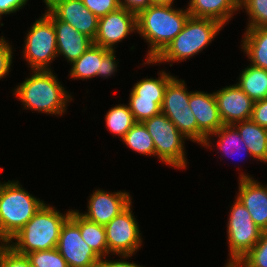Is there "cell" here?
I'll return each mask as SVG.
<instances>
[{
    "mask_svg": "<svg viewBox=\"0 0 267 267\" xmlns=\"http://www.w3.org/2000/svg\"><path fill=\"white\" fill-rule=\"evenodd\" d=\"M238 188L237 199L247 208L253 222L261 230L267 231V185L242 173Z\"/></svg>",
    "mask_w": 267,
    "mask_h": 267,
    "instance_id": "17",
    "label": "cell"
},
{
    "mask_svg": "<svg viewBox=\"0 0 267 267\" xmlns=\"http://www.w3.org/2000/svg\"><path fill=\"white\" fill-rule=\"evenodd\" d=\"M44 204L19 181L4 182L0 191V243H8Z\"/></svg>",
    "mask_w": 267,
    "mask_h": 267,
    "instance_id": "5",
    "label": "cell"
},
{
    "mask_svg": "<svg viewBox=\"0 0 267 267\" xmlns=\"http://www.w3.org/2000/svg\"><path fill=\"white\" fill-rule=\"evenodd\" d=\"M154 4L173 5L174 0H152Z\"/></svg>",
    "mask_w": 267,
    "mask_h": 267,
    "instance_id": "41",
    "label": "cell"
},
{
    "mask_svg": "<svg viewBox=\"0 0 267 267\" xmlns=\"http://www.w3.org/2000/svg\"><path fill=\"white\" fill-rule=\"evenodd\" d=\"M250 119L259 126L267 128V98L254 102Z\"/></svg>",
    "mask_w": 267,
    "mask_h": 267,
    "instance_id": "36",
    "label": "cell"
},
{
    "mask_svg": "<svg viewBox=\"0 0 267 267\" xmlns=\"http://www.w3.org/2000/svg\"><path fill=\"white\" fill-rule=\"evenodd\" d=\"M82 2L98 18L120 8L119 0H82Z\"/></svg>",
    "mask_w": 267,
    "mask_h": 267,
    "instance_id": "34",
    "label": "cell"
},
{
    "mask_svg": "<svg viewBox=\"0 0 267 267\" xmlns=\"http://www.w3.org/2000/svg\"><path fill=\"white\" fill-rule=\"evenodd\" d=\"M190 17L187 9L153 4L137 14V33L149 43L146 60H154L183 30Z\"/></svg>",
    "mask_w": 267,
    "mask_h": 267,
    "instance_id": "1",
    "label": "cell"
},
{
    "mask_svg": "<svg viewBox=\"0 0 267 267\" xmlns=\"http://www.w3.org/2000/svg\"><path fill=\"white\" fill-rule=\"evenodd\" d=\"M190 93L185 81L174 77L165 89L161 112L188 140L197 142V121L189 107Z\"/></svg>",
    "mask_w": 267,
    "mask_h": 267,
    "instance_id": "9",
    "label": "cell"
},
{
    "mask_svg": "<svg viewBox=\"0 0 267 267\" xmlns=\"http://www.w3.org/2000/svg\"><path fill=\"white\" fill-rule=\"evenodd\" d=\"M135 31L137 32V15L120 7L98 19V31L93 44L115 50L116 43Z\"/></svg>",
    "mask_w": 267,
    "mask_h": 267,
    "instance_id": "12",
    "label": "cell"
},
{
    "mask_svg": "<svg viewBox=\"0 0 267 267\" xmlns=\"http://www.w3.org/2000/svg\"><path fill=\"white\" fill-rule=\"evenodd\" d=\"M106 126L109 131L122 139L131 127L137 123L129 105L119 104L109 109L105 115Z\"/></svg>",
    "mask_w": 267,
    "mask_h": 267,
    "instance_id": "27",
    "label": "cell"
},
{
    "mask_svg": "<svg viewBox=\"0 0 267 267\" xmlns=\"http://www.w3.org/2000/svg\"><path fill=\"white\" fill-rule=\"evenodd\" d=\"M151 135L155 156L164 164L177 169H185L187 164L184 139L187 138L162 112L143 122Z\"/></svg>",
    "mask_w": 267,
    "mask_h": 267,
    "instance_id": "6",
    "label": "cell"
},
{
    "mask_svg": "<svg viewBox=\"0 0 267 267\" xmlns=\"http://www.w3.org/2000/svg\"><path fill=\"white\" fill-rule=\"evenodd\" d=\"M187 10L191 17L214 19L225 26L240 9L239 0H190Z\"/></svg>",
    "mask_w": 267,
    "mask_h": 267,
    "instance_id": "19",
    "label": "cell"
},
{
    "mask_svg": "<svg viewBox=\"0 0 267 267\" xmlns=\"http://www.w3.org/2000/svg\"><path fill=\"white\" fill-rule=\"evenodd\" d=\"M70 214L71 210L61 214L45 203L6 244L22 255L57 248L61 228Z\"/></svg>",
    "mask_w": 267,
    "mask_h": 267,
    "instance_id": "3",
    "label": "cell"
},
{
    "mask_svg": "<svg viewBox=\"0 0 267 267\" xmlns=\"http://www.w3.org/2000/svg\"><path fill=\"white\" fill-rule=\"evenodd\" d=\"M26 256L32 267H69L57 248L34 251Z\"/></svg>",
    "mask_w": 267,
    "mask_h": 267,
    "instance_id": "31",
    "label": "cell"
},
{
    "mask_svg": "<svg viewBox=\"0 0 267 267\" xmlns=\"http://www.w3.org/2000/svg\"><path fill=\"white\" fill-rule=\"evenodd\" d=\"M239 9H245L248 16V27L267 26V0H239Z\"/></svg>",
    "mask_w": 267,
    "mask_h": 267,
    "instance_id": "29",
    "label": "cell"
},
{
    "mask_svg": "<svg viewBox=\"0 0 267 267\" xmlns=\"http://www.w3.org/2000/svg\"><path fill=\"white\" fill-rule=\"evenodd\" d=\"M263 230L252 220L247 208L236 198L229 212L227 237L228 263H237L259 241Z\"/></svg>",
    "mask_w": 267,
    "mask_h": 267,
    "instance_id": "8",
    "label": "cell"
},
{
    "mask_svg": "<svg viewBox=\"0 0 267 267\" xmlns=\"http://www.w3.org/2000/svg\"><path fill=\"white\" fill-rule=\"evenodd\" d=\"M28 0H0V15L15 13L25 6Z\"/></svg>",
    "mask_w": 267,
    "mask_h": 267,
    "instance_id": "40",
    "label": "cell"
},
{
    "mask_svg": "<svg viewBox=\"0 0 267 267\" xmlns=\"http://www.w3.org/2000/svg\"><path fill=\"white\" fill-rule=\"evenodd\" d=\"M128 105L136 122H143L161 113V106L154 99L129 98Z\"/></svg>",
    "mask_w": 267,
    "mask_h": 267,
    "instance_id": "32",
    "label": "cell"
},
{
    "mask_svg": "<svg viewBox=\"0 0 267 267\" xmlns=\"http://www.w3.org/2000/svg\"><path fill=\"white\" fill-rule=\"evenodd\" d=\"M189 107L197 121V143L203 145L206 138L219 130L223 125L215 99V94L192 91Z\"/></svg>",
    "mask_w": 267,
    "mask_h": 267,
    "instance_id": "14",
    "label": "cell"
},
{
    "mask_svg": "<svg viewBox=\"0 0 267 267\" xmlns=\"http://www.w3.org/2000/svg\"><path fill=\"white\" fill-rule=\"evenodd\" d=\"M2 36L0 37V79L9 74L12 66V47Z\"/></svg>",
    "mask_w": 267,
    "mask_h": 267,
    "instance_id": "35",
    "label": "cell"
},
{
    "mask_svg": "<svg viewBox=\"0 0 267 267\" xmlns=\"http://www.w3.org/2000/svg\"><path fill=\"white\" fill-rule=\"evenodd\" d=\"M0 267H32L26 255L15 252L4 244L0 249Z\"/></svg>",
    "mask_w": 267,
    "mask_h": 267,
    "instance_id": "33",
    "label": "cell"
},
{
    "mask_svg": "<svg viewBox=\"0 0 267 267\" xmlns=\"http://www.w3.org/2000/svg\"><path fill=\"white\" fill-rule=\"evenodd\" d=\"M218 136L217 140V147L219 150H222L225 155H237L240 156L241 151L249 154V149L247 148L245 142L240 137L239 132L233 125H223L219 130H217L215 133L209 135L205 142L203 143V146L209 147L211 146L210 137L211 136ZM239 152V153H238ZM237 153V154H236Z\"/></svg>",
    "mask_w": 267,
    "mask_h": 267,
    "instance_id": "26",
    "label": "cell"
},
{
    "mask_svg": "<svg viewBox=\"0 0 267 267\" xmlns=\"http://www.w3.org/2000/svg\"><path fill=\"white\" fill-rule=\"evenodd\" d=\"M115 51L110 50L103 58H102V67L101 72H98V76L104 77L105 79L111 75H114L117 71V63L115 58Z\"/></svg>",
    "mask_w": 267,
    "mask_h": 267,
    "instance_id": "37",
    "label": "cell"
},
{
    "mask_svg": "<svg viewBox=\"0 0 267 267\" xmlns=\"http://www.w3.org/2000/svg\"><path fill=\"white\" fill-rule=\"evenodd\" d=\"M159 75L158 79L151 77L138 81L131 89L129 98L154 99V102L162 106L165 89L174 76L164 71H161Z\"/></svg>",
    "mask_w": 267,
    "mask_h": 267,
    "instance_id": "25",
    "label": "cell"
},
{
    "mask_svg": "<svg viewBox=\"0 0 267 267\" xmlns=\"http://www.w3.org/2000/svg\"><path fill=\"white\" fill-rule=\"evenodd\" d=\"M131 207L132 202L104 226L108 254L134 255L142 245L139 225Z\"/></svg>",
    "mask_w": 267,
    "mask_h": 267,
    "instance_id": "10",
    "label": "cell"
},
{
    "mask_svg": "<svg viewBox=\"0 0 267 267\" xmlns=\"http://www.w3.org/2000/svg\"><path fill=\"white\" fill-rule=\"evenodd\" d=\"M225 267H241L238 263H226Z\"/></svg>",
    "mask_w": 267,
    "mask_h": 267,
    "instance_id": "42",
    "label": "cell"
},
{
    "mask_svg": "<svg viewBox=\"0 0 267 267\" xmlns=\"http://www.w3.org/2000/svg\"><path fill=\"white\" fill-rule=\"evenodd\" d=\"M119 4L121 8H124L137 15L140 11L147 9L154 3L152 0H119Z\"/></svg>",
    "mask_w": 267,
    "mask_h": 267,
    "instance_id": "38",
    "label": "cell"
},
{
    "mask_svg": "<svg viewBox=\"0 0 267 267\" xmlns=\"http://www.w3.org/2000/svg\"><path fill=\"white\" fill-rule=\"evenodd\" d=\"M57 249L69 267H95L100 260L82 239L79 226L70 217L61 228Z\"/></svg>",
    "mask_w": 267,
    "mask_h": 267,
    "instance_id": "11",
    "label": "cell"
},
{
    "mask_svg": "<svg viewBox=\"0 0 267 267\" xmlns=\"http://www.w3.org/2000/svg\"><path fill=\"white\" fill-rule=\"evenodd\" d=\"M109 49L92 44L77 60L71 65L70 78L91 79L97 77L101 72L102 58L109 52Z\"/></svg>",
    "mask_w": 267,
    "mask_h": 267,
    "instance_id": "23",
    "label": "cell"
},
{
    "mask_svg": "<svg viewBox=\"0 0 267 267\" xmlns=\"http://www.w3.org/2000/svg\"><path fill=\"white\" fill-rule=\"evenodd\" d=\"M24 41L23 56L31 70H51L49 63L59 56L55 28L46 14L33 23Z\"/></svg>",
    "mask_w": 267,
    "mask_h": 267,
    "instance_id": "7",
    "label": "cell"
},
{
    "mask_svg": "<svg viewBox=\"0 0 267 267\" xmlns=\"http://www.w3.org/2000/svg\"><path fill=\"white\" fill-rule=\"evenodd\" d=\"M244 33L241 49L250 59V65L267 70V26L246 28Z\"/></svg>",
    "mask_w": 267,
    "mask_h": 267,
    "instance_id": "21",
    "label": "cell"
},
{
    "mask_svg": "<svg viewBox=\"0 0 267 267\" xmlns=\"http://www.w3.org/2000/svg\"><path fill=\"white\" fill-rule=\"evenodd\" d=\"M241 267H267V231H263L259 241L238 262Z\"/></svg>",
    "mask_w": 267,
    "mask_h": 267,
    "instance_id": "30",
    "label": "cell"
},
{
    "mask_svg": "<svg viewBox=\"0 0 267 267\" xmlns=\"http://www.w3.org/2000/svg\"><path fill=\"white\" fill-rule=\"evenodd\" d=\"M3 185H4V183L0 182V191H1L2 187H3Z\"/></svg>",
    "mask_w": 267,
    "mask_h": 267,
    "instance_id": "43",
    "label": "cell"
},
{
    "mask_svg": "<svg viewBox=\"0 0 267 267\" xmlns=\"http://www.w3.org/2000/svg\"><path fill=\"white\" fill-rule=\"evenodd\" d=\"M121 140L133 151L155 157L153 139L142 122L135 123Z\"/></svg>",
    "mask_w": 267,
    "mask_h": 267,
    "instance_id": "28",
    "label": "cell"
},
{
    "mask_svg": "<svg viewBox=\"0 0 267 267\" xmlns=\"http://www.w3.org/2000/svg\"><path fill=\"white\" fill-rule=\"evenodd\" d=\"M31 77L14 89L23 108L54 115L65 113L71 97L52 70H32Z\"/></svg>",
    "mask_w": 267,
    "mask_h": 267,
    "instance_id": "2",
    "label": "cell"
},
{
    "mask_svg": "<svg viewBox=\"0 0 267 267\" xmlns=\"http://www.w3.org/2000/svg\"><path fill=\"white\" fill-rule=\"evenodd\" d=\"M236 85L254 102L267 98V70L247 66Z\"/></svg>",
    "mask_w": 267,
    "mask_h": 267,
    "instance_id": "24",
    "label": "cell"
},
{
    "mask_svg": "<svg viewBox=\"0 0 267 267\" xmlns=\"http://www.w3.org/2000/svg\"><path fill=\"white\" fill-rule=\"evenodd\" d=\"M119 256L121 257L122 261L107 260L106 256L101 257L95 267H144V266L137 265L136 263H133V262L125 261L128 257H131L132 255H119Z\"/></svg>",
    "mask_w": 267,
    "mask_h": 267,
    "instance_id": "39",
    "label": "cell"
},
{
    "mask_svg": "<svg viewBox=\"0 0 267 267\" xmlns=\"http://www.w3.org/2000/svg\"><path fill=\"white\" fill-rule=\"evenodd\" d=\"M214 94L224 125H233L251 118L254 101L236 84L225 86Z\"/></svg>",
    "mask_w": 267,
    "mask_h": 267,
    "instance_id": "16",
    "label": "cell"
},
{
    "mask_svg": "<svg viewBox=\"0 0 267 267\" xmlns=\"http://www.w3.org/2000/svg\"><path fill=\"white\" fill-rule=\"evenodd\" d=\"M224 25L210 18L189 17L183 30L154 59L146 60L144 64L162 62H177L187 60L202 51L212 43L213 39Z\"/></svg>",
    "mask_w": 267,
    "mask_h": 267,
    "instance_id": "4",
    "label": "cell"
},
{
    "mask_svg": "<svg viewBox=\"0 0 267 267\" xmlns=\"http://www.w3.org/2000/svg\"><path fill=\"white\" fill-rule=\"evenodd\" d=\"M233 126L249 149L250 156L267 163V129L251 119L234 123Z\"/></svg>",
    "mask_w": 267,
    "mask_h": 267,
    "instance_id": "20",
    "label": "cell"
},
{
    "mask_svg": "<svg viewBox=\"0 0 267 267\" xmlns=\"http://www.w3.org/2000/svg\"><path fill=\"white\" fill-rule=\"evenodd\" d=\"M131 202L129 192L109 193L98 189L89 198L87 212L81 215L89 221L105 226Z\"/></svg>",
    "mask_w": 267,
    "mask_h": 267,
    "instance_id": "15",
    "label": "cell"
},
{
    "mask_svg": "<svg viewBox=\"0 0 267 267\" xmlns=\"http://www.w3.org/2000/svg\"><path fill=\"white\" fill-rule=\"evenodd\" d=\"M70 218L79 226L82 239L101 258L108 255L106 231L103 225L89 221L77 210H71Z\"/></svg>",
    "mask_w": 267,
    "mask_h": 267,
    "instance_id": "22",
    "label": "cell"
},
{
    "mask_svg": "<svg viewBox=\"0 0 267 267\" xmlns=\"http://www.w3.org/2000/svg\"><path fill=\"white\" fill-rule=\"evenodd\" d=\"M45 14L52 20L55 28L57 54L64 56L72 64L93 44V40L79 33L69 23L57 19L48 9Z\"/></svg>",
    "mask_w": 267,
    "mask_h": 267,
    "instance_id": "18",
    "label": "cell"
},
{
    "mask_svg": "<svg viewBox=\"0 0 267 267\" xmlns=\"http://www.w3.org/2000/svg\"><path fill=\"white\" fill-rule=\"evenodd\" d=\"M47 9L59 20L72 25L79 33L92 40L98 31V17L93 14L82 0H44Z\"/></svg>",
    "mask_w": 267,
    "mask_h": 267,
    "instance_id": "13",
    "label": "cell"
},
{
    "mask_svg": "<svg viewBox=\"0 0 267 267\" xmlns=\"http://www.w3.org/2000/svg\"><path fill=\"white\" fill-rule=\"evenodd\" d=\"M4 244H5L4 242H1V244H0V249H1V247H2Z\"/></svg>",
    "mask_w": 267,
    "mask_h": 267,
    "instance_id": "44",
    "label": "cell"
}]
</instances>
